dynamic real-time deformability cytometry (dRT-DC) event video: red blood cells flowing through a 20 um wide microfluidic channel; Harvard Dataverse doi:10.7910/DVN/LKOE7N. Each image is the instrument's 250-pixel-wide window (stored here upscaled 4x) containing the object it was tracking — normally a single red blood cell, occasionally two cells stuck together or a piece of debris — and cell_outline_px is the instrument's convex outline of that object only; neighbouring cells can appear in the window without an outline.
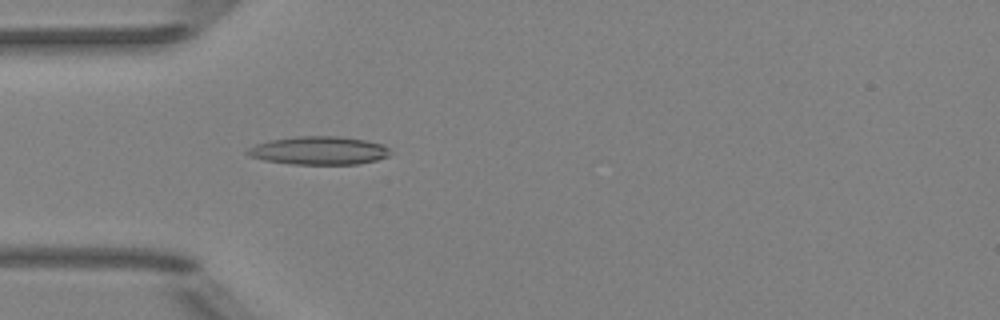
{"species": "Egyptian fruit bat (a non-hibernating species)", "species_latin": "Rousettus aegyptiacus", "temperature_condition": "room temperature", "stored_images_in_passage": 50, "camera_frame_rate_fps": 3000, "um_per_image_px": 0.085, "animal": {"sex": "female"}, "frame": {"image": 1, "passage_image": 14, "time_ms": 4.333, "image_size_px": [1000, 320], "cell_outline_px": [[392, 152], [388, 156], [376, 160], [360, 164], [292, 164], [264, 160], [248, 156], [244, 152], [248, 148], [256, 144], [272, 140], [296, 136], [340, 136], [364, 140], [384, 144]], "centroid_in_image_um": [27.11, 12.8], "position_along_channel_um": 57.9, "area_um2": 23.58}}
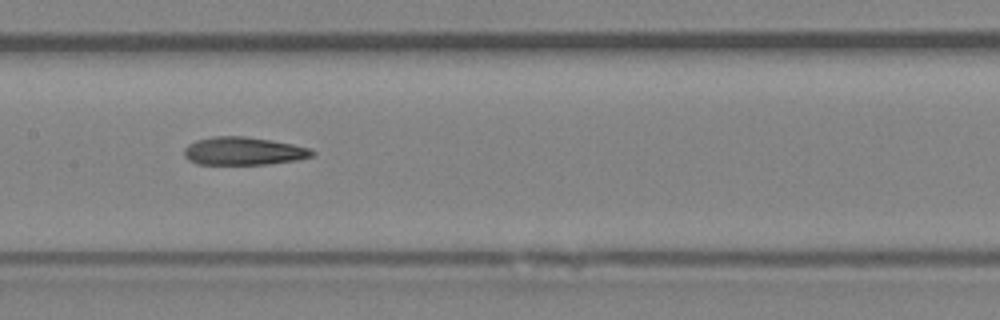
{"frame": {"image": 2, "passage_image": 24, "time_ms": 7.667, "image_size_px": [1000, 320], "cell_outline_px": [[316, 152], [312, 156], [296, 160], [268, 164], [196, 164], [188, 160], [184, 156], [184, 148], [188, 144], [196, 140], [212, 136], [244, 136], [272, 140], [312, 148]], "centroid_in_image_um": [20.69, 12.83], "position_along_channel_um": 186.7, "area_um2": 21.04}}
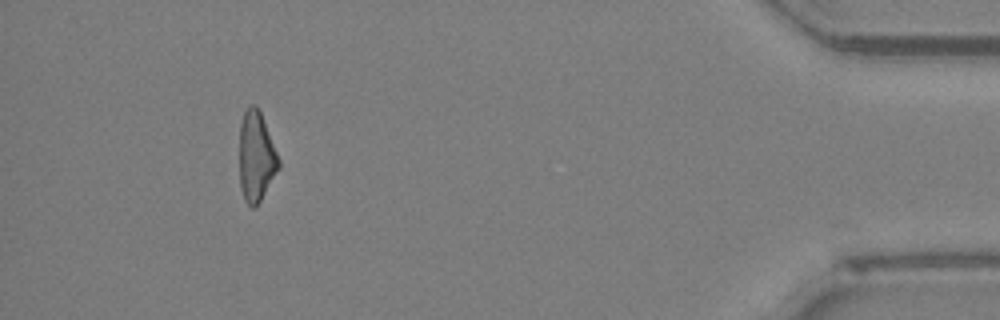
{"frame": {"image": 3, "passage_image": 46, "time_ms": 15.0, "image_size_px": [1000, 320], "cell_outline_px": [[280, 168], [260, 200], [252, 208], [244, 200], [240, 188], [240, 124], [244, 112], [248, 104], [256, 104], [260, 112], [280, 160]], "centroid_in_image_um": [21.77, 13.3], "position_along_channel_um": 413.4, "area_um2": 20.46}, "authors_computed_cell_mechanics": {"area_um2": 21.4727, "velocity_mm_per_s": 3.9758, "shape_relaxation_time_tau1_ms": null, "shape_relaxation_time_tau2_ms": 3.9877, "deformation_change_tau1": null, "deformation_change_tau2": 0.1643}}